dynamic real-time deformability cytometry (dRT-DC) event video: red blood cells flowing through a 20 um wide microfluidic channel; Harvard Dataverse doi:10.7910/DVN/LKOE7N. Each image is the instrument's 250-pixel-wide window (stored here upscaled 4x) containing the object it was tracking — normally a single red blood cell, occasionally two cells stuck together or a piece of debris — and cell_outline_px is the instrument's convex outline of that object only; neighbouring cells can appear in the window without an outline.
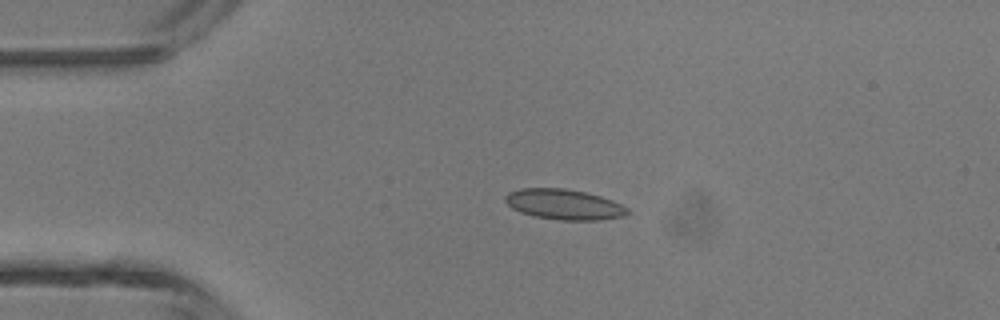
{"species": "common noctule bat (a hibernating species)", "species_latin": "Nyctalus noctula", "temperature_condition": "room temperature", "stored_images_in_passage": 5, "camera_frame_rate_fps": 3000, "um_per_image_px": 0.085, "animal": {"sex": "male", "body_mass_g": 13.3}, "frame": {"image": 1, "passage_image": 3, "time_ms": 0.667, "image_size_px": [1000, 320], "cell_outline_px": [[628, 212], [624, 216], [600, 220], [560, 220], [536, 216], [520, 212], [512, 208], [504, 200], [504, 196], [508, 192], [520, 188], [564, 188], [584, 192], [600, 196], [612, 200], [628, 208]], "centroid_in_image_um": [47.92, 17.37], "position_along_channel_um": 37.1, "area_um2": 21.56}}
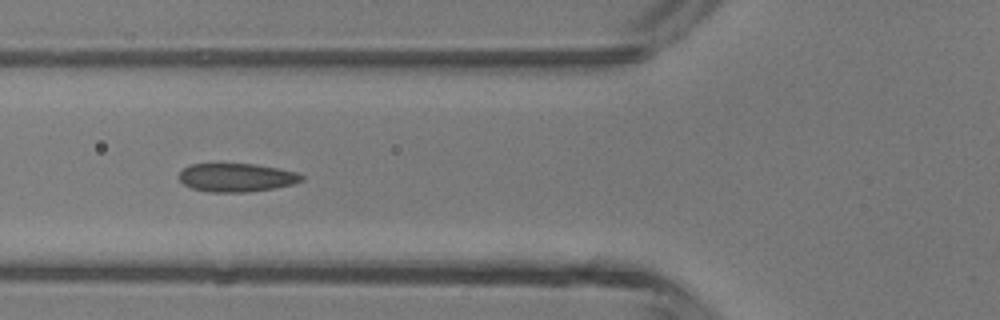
{"frame": {"image": 2, "passage_image": 5, "time_ms": 1.333, "image_size_px": [1000, 320], "cell_outline_px": [[304, 180], [292, 184], [276, 188], [248, 192], [208, 192], [192, 188], [184, 184], [180, 180], [180, 172], [184, 168], [192, 164], [256, 164], [296, 172], [304, 176]], "centroid_in_image_um": [20.13, 15.1], "position_along_channel_um": 105.7, "area_um2": 20.23}}